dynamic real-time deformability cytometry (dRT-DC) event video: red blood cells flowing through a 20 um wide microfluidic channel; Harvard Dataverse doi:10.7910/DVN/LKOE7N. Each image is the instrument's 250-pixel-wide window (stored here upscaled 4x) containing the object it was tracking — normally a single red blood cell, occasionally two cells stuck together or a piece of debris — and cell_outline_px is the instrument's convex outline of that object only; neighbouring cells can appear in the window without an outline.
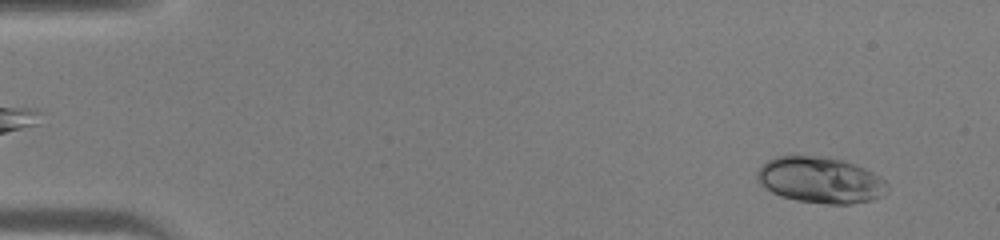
{"species": "human", "species_latin": "Homo sapiens", "temperature_condition": "warm", "stored_images_in_passage": 44, "camera_frame_rate_fps": 3000, "um_per_image_px": 0.085, "donor": {"sex": "male"}, "frame": {"image": 1, "passage_image": 3, "time_ms": 0.667, "image_size_px": [1000, 240], "cell_outline_px": [[888, 188], [880, 196], [872, 200], [848, 204], [828, 204], [796, 200], [780, 196], [772, 192], [760, 184], [756, 180], [756, 172], [768, 160], [776, 156], [820, 156], [840, 160], [856, 164], [880, 176], [888, 184]], "centroid_in_image_um": [69.71, 15.31], "position_along_channel_um": 15.3, "area_um2": 34.85}}
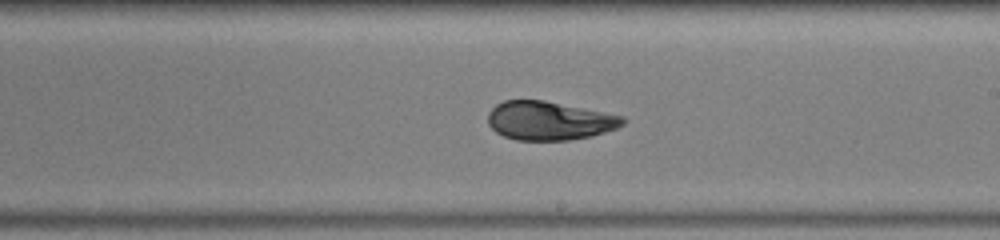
{"frame": {"image": 2, "passage_image": 26, "time_ms": 8.333, "image_size_px": [1000, 240], "cell_outline_px": [[624, 124], [616, 128], [592, 136], [568, 140], [516, 140], [504, 136], [496, 132], [488, 124], [488, 112], [496, 104], [504, 100], [544, 100], [624, 116]], "centroid_in_image_um": [46.66, 10.26], "position_along_channel_um": 242.3, "area_um2": 30.35}}
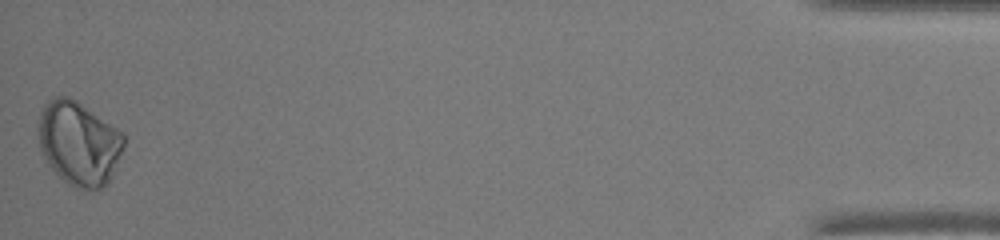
{"frame": {"image": 3, "passage_image": 44, "time_ms": 14.333, "image_size_px": [1000, 240], "cell_outline_px": [[124, 144], [108, 180], [104, 188], [76, 188], [68, 184], [48, 164], [40, 148], [36, 124], [40, 112], [44, 104], [52, 96], [68, 96], [76, 100], [124, 132]], "centroid_in_image_um": [6.66, 12.12], "position_along_channel_um": 428.5, "area_um2": 41.62}}